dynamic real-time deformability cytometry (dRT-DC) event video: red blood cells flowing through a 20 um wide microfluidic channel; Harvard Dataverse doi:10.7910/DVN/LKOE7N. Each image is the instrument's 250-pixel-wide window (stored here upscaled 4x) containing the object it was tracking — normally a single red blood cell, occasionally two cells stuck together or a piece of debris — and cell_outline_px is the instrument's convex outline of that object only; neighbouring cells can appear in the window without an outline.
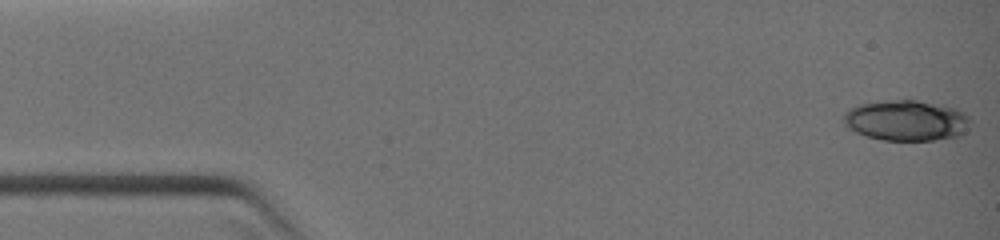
{"species": "common noctule bat (a hibernating species)", "species_latin": "Nyctalus noctula", "temperature_condition": "warm", "stored_images_in_passage": 7, "camera_frame_rate_fps": 3000, "um_per_image_px": 0.085, "animal": {"sex": "female", "body_mass_g": 19.0, "forearm_length_mm": 51.5}, "frame": {"image": 1, "passage_image": 1, "time_ms": 0.0, "image_size_px": [1000, 240], "cell_outline_px": [[968, 120], [964, 132], [956, 136], [932, 140], [884, 140], [868, 136], [856, 132], [844, 120], [844, 112], [848, 108], [856, 104], [876, 100], [916, 100], [940, 104], [956, 108], [964, 112], [968, 116]], "centroid_in_image_um": [77.0, 10.21], "position_along_channel_um": 8.0, "area_um2": 29.82}}
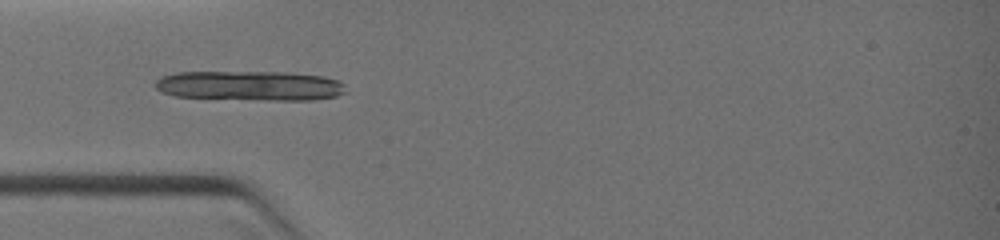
{"frame": {"image": 2, "passage_image": 6, "time_ms": 3.333, "image_size_px": [1000, 240], "cell_outline_px": [[344, 92], [336, 96], [312, 100], [272, 100], [176, 96], [164, 92], [156, 88], [152, 84], [156, 80], [164, 76], [176, 72], [288, 72], [324, 76], [336, 80], [344, 84]], "centroid_in_image_um": [21.26, 7.28], "position_along_channel_um": 63.7, "area_um2": 32.83}}